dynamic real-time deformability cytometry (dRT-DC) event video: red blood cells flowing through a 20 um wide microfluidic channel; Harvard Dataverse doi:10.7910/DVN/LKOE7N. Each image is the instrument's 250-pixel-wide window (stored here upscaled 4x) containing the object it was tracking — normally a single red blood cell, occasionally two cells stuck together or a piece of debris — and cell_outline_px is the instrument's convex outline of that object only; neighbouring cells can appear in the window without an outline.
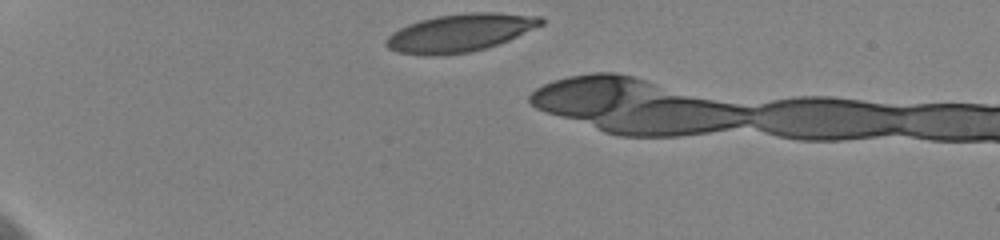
{"species": "human", "species_latin": "Homo sapiens", "temperature_condition": "cold", "stored_images_in_passage": 7, "camera_frame_rate_fps": 3000, "um_per_image_px": 0.085, "donor": {"sex": "female"}, "frame": {"image": 1, "passage_image": 1, "time_ms": 0.0, "image_size_px": [1000, 240], "cell_outline_px": [[544, 24], [508, 40], [484, 48], [468, 52], [440, 56], [428, 56], [396, 52], [388, 48], [384, 44], [384, 40], [392, 32], [408, 24], [420, 20], [436, 16], [472, 12], [496, 12], [540, 16], [544, 20]], "centroid_in_image_um": [39.06, 2.79], "position_along_channel_um": 45.9, "area_um2": 34.22}}